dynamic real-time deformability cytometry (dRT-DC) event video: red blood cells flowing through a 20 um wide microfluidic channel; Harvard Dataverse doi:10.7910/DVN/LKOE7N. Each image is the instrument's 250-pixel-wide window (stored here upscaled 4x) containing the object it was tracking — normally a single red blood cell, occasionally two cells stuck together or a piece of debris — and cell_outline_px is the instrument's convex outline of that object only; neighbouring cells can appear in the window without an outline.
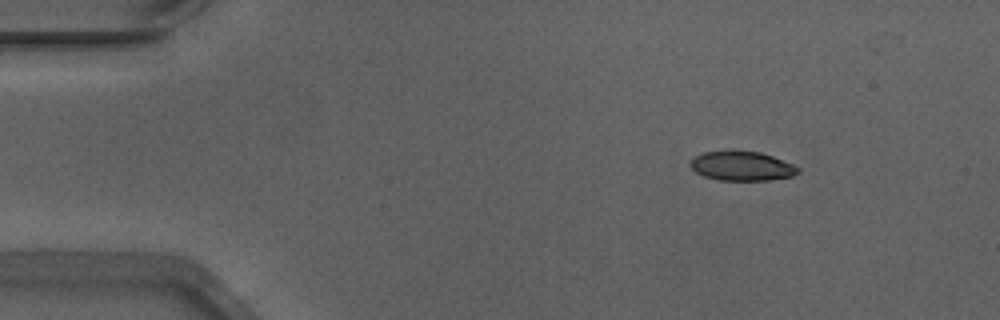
{"species": "Egyptian fruit bat (a non-hibernating species)", "species_latin": "Rousettus aegyptiacus", "temperature_condition": "warm", "stored_images_in_passage": 6, "camera_frame_rate_fps": 3000, "um_per_image_px": 0.085, "animal": {"sex": "male"}, "frame": {"image": 1, "passage_image": 1, "time_ms": 0.0, "image_size_px": [1000, 320], "cell_outline_px": [[784, 176], [744, 180], [716, 176], [720, 152], [748, 152], [768, 156], [784, 164]], "centroid_in_image_um": [63.6, 14.13], "position_along_channel_um": 21.4, "area_um2": 11.21}}